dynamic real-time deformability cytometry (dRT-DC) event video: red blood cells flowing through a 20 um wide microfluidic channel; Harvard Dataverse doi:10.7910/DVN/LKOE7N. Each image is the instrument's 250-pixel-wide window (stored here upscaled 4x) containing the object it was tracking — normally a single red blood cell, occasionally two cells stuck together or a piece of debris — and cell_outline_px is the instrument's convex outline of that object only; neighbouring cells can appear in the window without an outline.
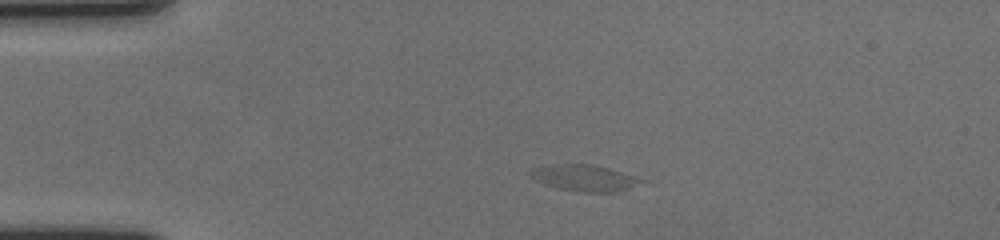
{"species": "human", "species_latin": "Homo sapiens", "temperature_condition": "cold", "stored_images_in_passage": 34, "camera_frame_rate_fps": 3000, "um_per_image_px": 0.085, "donor": {"sex": "female"}, "frame": {"image": 1, "passage_image": 6, "time_ms": 1.667, "image_size_px": [1000, 240], "cell_outline_px": [[648, 180], [616, 192], [584, 192], [556, 188], [544, 184], [528, 176], [528, 168], [560, 164], [592, 164], [608, 168]], "centroid_in_image_um": [49.61, 15.12], "position_along_channel_um": 35.4, "area_um2": 16.99}}
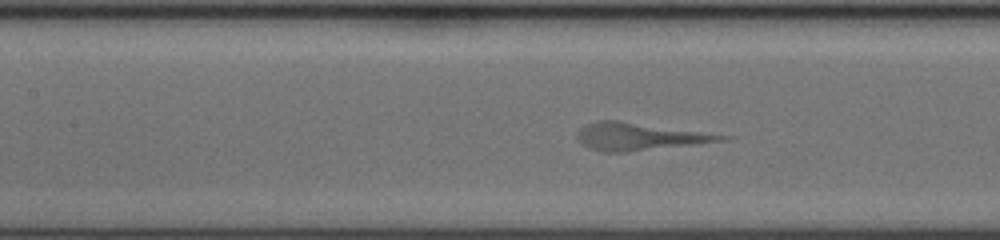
{"frame": {"image": 2, "passage_image": 20, "time_ms": 6.333, "image_size_px": [1000, 240], "cell_outline_px": [[736, 136], [728, 140], [628, 152], [604, 152], [588, 148], [576, 136], [576, 132], [580, 128], [588, 124], [600, 120], [616, 120]], "centroid_in_image_um": [54.4, 11.61], "position_along_channel_um": 153.0, "area_um2": 23.0}}
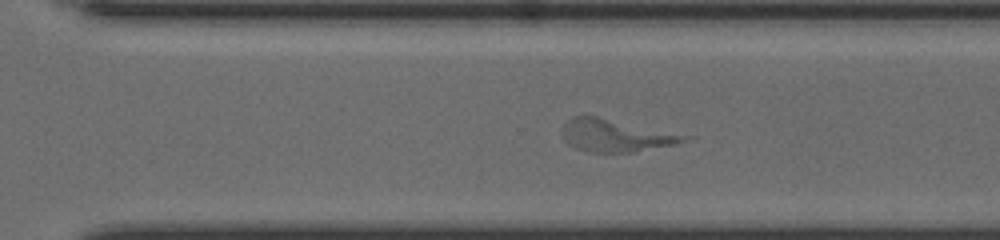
{"frame": {"image": 3, "passage_image": 34, "time_ms": 11.0, "image_size_px": [1000, 240], "cell_outline_px": [[696, 136], [676, 144], [632, 152], [588, 152], [576, 148], [568, 144], [564, 140], [564, 124], [572, 116], [596, 116]], "centroid_in_image_um": [52.4, 11.51], "position_along_channel_um": 318.2, "area_um2": 23.06}}